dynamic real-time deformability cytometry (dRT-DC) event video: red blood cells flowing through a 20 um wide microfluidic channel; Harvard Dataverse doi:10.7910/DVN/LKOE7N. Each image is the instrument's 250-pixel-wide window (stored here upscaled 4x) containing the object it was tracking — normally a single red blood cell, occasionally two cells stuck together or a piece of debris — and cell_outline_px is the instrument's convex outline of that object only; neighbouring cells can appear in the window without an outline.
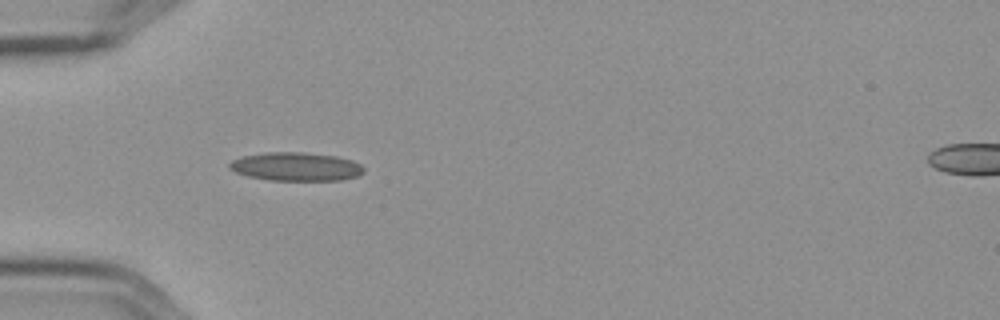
{"species": "Egyptian fruit bat (a non-hibernating species)", "species_latin": "Rousettus aegyptiacus", "temperature_condition": "cold", "stored_images_in_passage": 5, "camera_frame_rate_fps": 3000, "um_per_image_px": 0.085, "frame": {"image": 1, "passage_image": 4, "time_ms": 1.0, "image_size_px": [1000, 320], "cell_outline_px": [[364, 172], [356, 176], [340, 180], [268, 180], [248, 176], [236, 172], [228, 168], [228, 164], [232, 160], [244, 156], [268, 152], [300, 152], [336, 156], [352, 160], [360, 164], [364, 168]], "centroid_in_image_um": [25.15, 14.16], "position_along_channel_um": 59.9, "area_um2": 22.2}}
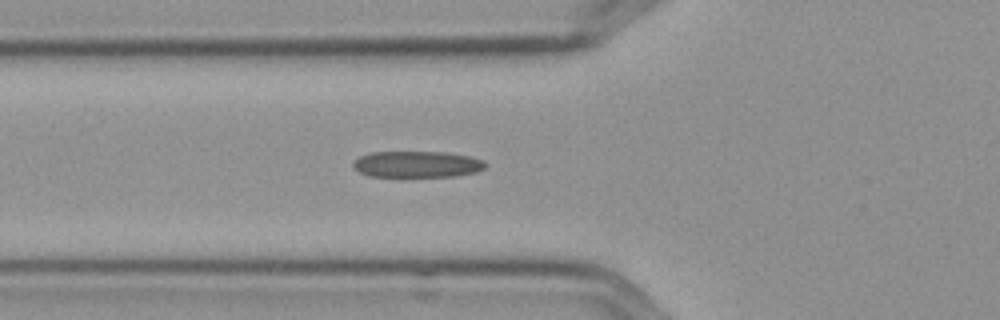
{"frame": {"image": 2, "passage_image": 5, "time_ms": 1.333, "image_size_px": [1000, 320], "cell_outline_px": [[484, 168], [476, 172], [456, 176], [400, 180], [368, 176], [352, 168], [352, 164], [360, 156], [372, 152], [444, 152], [468, 156], [484, 160]], "centroid_in_image_um": [35.38, 14.03], "position_along_channel_um": 90.4, "area_um2": 21.39}}